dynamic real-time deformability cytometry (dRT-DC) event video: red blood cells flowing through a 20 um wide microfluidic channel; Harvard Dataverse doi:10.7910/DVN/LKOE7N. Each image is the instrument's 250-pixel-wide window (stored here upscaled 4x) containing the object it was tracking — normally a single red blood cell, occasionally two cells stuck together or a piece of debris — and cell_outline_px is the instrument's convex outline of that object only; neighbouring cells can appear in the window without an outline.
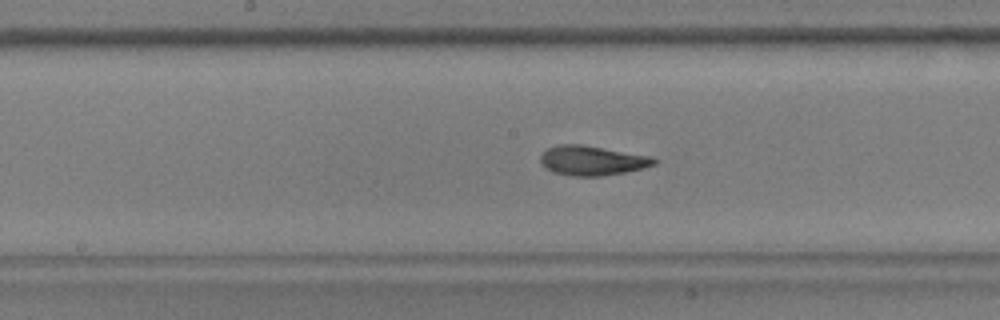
{"species": "common noctule bat (a hibernating species)", "species_latin": "Nyctalus noctula", "temperature_condition": "warm", "stored_images_in_passage": 54, "camera_frame_rate_fps": 3000, "um_per_image_px": 0.085, "animal": {"sex": "male", "body_mass_g": 17.9, "forearm_length_mm": 54.2}, "frame": {"image": 1, "passage_image": 28, "time_ms": 9.0, "image_size_px": [1000, 320], "cell_outline_px": [[656, 164], [644, 168], [624, 172], [600, 176], [568, 176], [552, 172], [544, 168], [540, 164], [540, 156], [548, 148], [560, 144], [580, 144], [652, 156], [656, 160]], "centroid_in_image_um": [50.3, 13.65], "position_along_channel_um": 197.9, "area_um2": 19.71}}
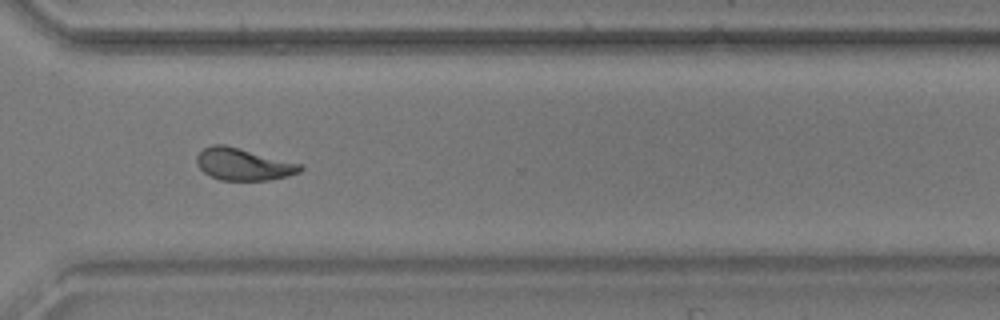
{"frame": {"image": 2, "passage_image": 40, "time_ms": 13.0, "image_size_px": [1000, 320], "cell_outline_px": [[304, 168], [300, 172], [288, 176], [268, 180], [220, 180], [204, 172], [196, 164], [196, 156], [204, 148], [212, 144], [224, 144], [304, 164]], "centroid_in_image_um": [20.71, 13.95], "position_along_channel_um": 349.9, "area_um2": 19.48}}
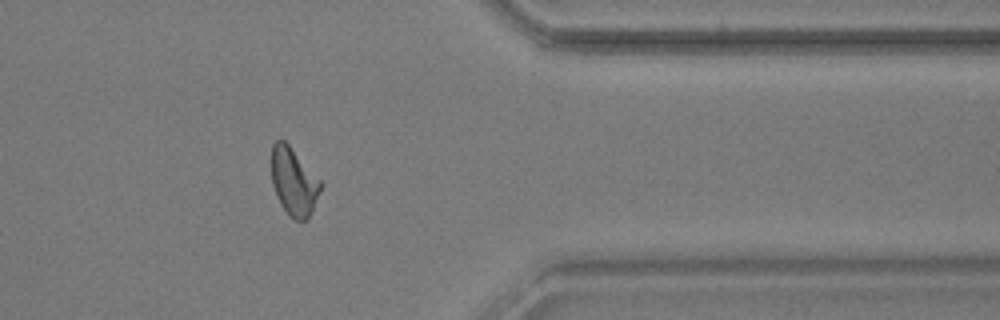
{"frame": {"image": 3, "passage_image": 44, "time_ms": 14.333, "image_size_px": [1000, 320], "cell_outline_px": [[324, 184], [308, 220], [296, 220], [288, 216], [272, 184], [272, 144], [276, 140], [284, 140], [288, 144]], "centroid_in_image_um": [25.0, 15.45], "position_along_channel_um": 386.4, "area_um2": 19.19}, "authors_computed_cell_mechanics": {"area_um2": 19.2763, "velocity_mm_per_s": 3.8071, "shape_relaxation_time_tau1_ms": 5.5804, "shape_relaxation_time_tau2_ms": 1.7007, "deformation_change_tau1": 0.1706, "deformation_change_tau2": 0.0882}}